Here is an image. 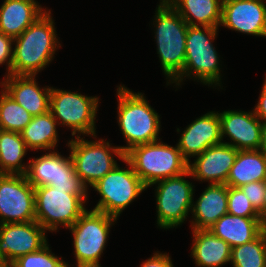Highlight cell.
Returning a JSON list of instances; mask_svg holds the SVG:
<instances>
[{
	"label": "cell",
	"mask_w": 266,
	"mask_h": 267,
	"mask_svg": "<svg viewBox=\"0 0 266 267\" xmlns=\"http://www.w3.org/2000/svg\"><path fill=\"white\" fill-rule=\"evenodd\" d=\"M51 15V11L46 10L20 36L14 38L9 75L36 76L52 62L61 44Z\"/></svg>",
	"instance_id": "cell-1"
},
{
	"label": "cell",
	"mask_w": 266,
	"mask_h": 267,
	"mask_svg": "<svg viewBox=\"0 0 266 267\" xmlns=\"http://www.w3.org/2000/svg\"><path fill=\"white\" fill-rule=\"evenodd\" d=\"M58 122L51 111L33 116L31 122L20 132L30 150L54 151L58 143Z\"/></svg>",
	"instance_id": "cell-26"
},
{
	"label": "cell",
	"mask_w": 266,
	"mask_h": 267,
	"mask_svg": "<svg viewBox=\"0 0 266 267\" xmlns=\"http://www.w3.org/2000/svg\"><path fill=\"white\" fill-rule=\"evenodd\" d=\"M83 138L84 136L72 138L67 147L70 148L76 173L89 188L88 186L92 187L118 164L114 156L120 160L124 159V152L119 146L113 147L106 140L88 141Z\"/></svg>",
	"instance_id": "cell-7"
},
{
	"label": "cell",
	"mask_w": 266,
	"mask_h": 267,
	"mask_svg": "<svg viewBox=\"0 0 266 267\" xmlns=\"http://www.w3.org/2000/svg\"><path fill=\"white\" fill-rule=\"evenodd\" d=\"M99 262L100 261L84 262V263L76 265V267H101Z\"/></svg>",
	"instance_id": "cell-38"
},
{
	"label": "cell",
	"mask_w": 266,
	"mask_h": 267,
	"mask_svg": "<svg viewBox=\"0 0 266 267\" xmlns=\"http://www.w3.org/2000/svg\"><path fill=\"white\" fill-rule=\"evenodd\" d=\"M266 180V153L258 150H239L231 167L226 185L240 187L254 181Z\"/></svg>",
	"instance_id": "cell-25"
},
{
	"label": "cell",
	"mask_w": 266,
	"mask_h": 267,
	"mask_svg": "<svg viewBox=\"0 0 266 267\" xmlns=\"http://www.w3.org/2000/svg\"><path fill=\"white\" fill-rule=\"evenodd\" d=\"M46 232L37 221L0 224V255L9 266L18 257L45 246Z\"/></svg>",
	"instance_id": "cell-14"
},
{
	"label": "cell",
	"mask_w": 266,
	"mask_h": 267,
	"mask_svg": "<svg viewBox=\"0 0 266 267\" xmlns=\"http://www.w3.org/2000/svg\"><path fill=\"white\" fill-rule=\"evenodd\" d=\"M99 99L97 96H85L51 87L50 111L58 125L72 129L73 137L88 134L96 138L95 120Z\"/></svg>",
	"instance_id": "cell-9"
},
{
	"label": "cell",
	"mask_w": 266,
	"mask_h": 267,
	"mask_svg": "<svg viewBox=\"0 0 266 267\" xmlns=\"http://www.w3.org/2000/svg\"><path fill=\"white\" fill-rule=\"evenodd\" d=\"M117 90L118 124L127 146H119L125 153L133 146L161 140L160 116L141 92L134 93L124 85Z\"/></svg>",
	"instance_id": "cell-3"
},
{
	"label": "cell",
	"mask_w": 266,
	"mask_h": 267,
	"mask_svg": "<svg viewBox=\"0 0 266 267\" xmlns=\"http://www.w3.org/2000/svg\"><path fill=\"white\" fill-rule=\"evenodd\" d=\"M25 176L33 187L49 185L67 190L69 194L88 193V188L75 171L70 154L69 157H65L54 150L39 158L30 159Z\"/></svg>",
	"instance_id": "cell-11"
},
{
	"label": "cell",
	"mask_w": 266,
	"mask_h": 267,
	"mask_svg": "<svg viewBox=\"0 0 266 267\" xmlns=\"http://www.w3.org/2000/svg\"><path fill=\"white\" fill-rule=\"evenodd\" d=\"M258 37H266L264 0H223L220 26Z\"/></svg>",
	"instance_id": "cell-15"
},
{
	"label": "cell",
	"mask_w": 266,
	"mask_h": 267,
	"mask_svg": "<svg viewBox=\"0 0 266 267\" xmlns=\"http://www.w3.org/2000/svg\"><path fill=\"white\" fill-rule=\"evenodd\" d=\"M118 219L95 210H86L69 227L73 235L76 265L99 261L109 238L111 226Z\"/></svg>",
	"instance_id": "cell-12"
},
{
	"label": "cell",
	"mask_w": 266,
	"mask_h": 267,
	"mask_svg": "<svg viewBox=\"0 0 266 267\" xmlns=\"http://www.w3.org/2000/svg\"><path fill=\"white\" fill-rule=\"evenodd\" d=\"M36 76L5 75L2 89L32 116L50 111L51 87H39Z\"/></svg>",
	"instance_id": "cell-19"
},
{
	"label": "cell",
	"mask_w": 266,
	"mask_h": 267,
	"mask_svg": "<svg viewBox=\"0 0 266 267\" xmlns=\"http://www.w3.org/2000/svg\"><path fill=\"white\" fill-rule=\"evenodd\" d=\"M263 83L258 103L254 107L253 111L261 122H266V77Z\"/></svg>",
	"instance_id": "cell-35"
},
{
	"label": "cell",
	"mask_w": 266,
	"mask_h": 267,
	"mask_svg": "<svg viewBox=\"0 0 266 267\" xmlns=\"http://www.w3.org/2000/svg\"><path fill=\"white\" fill-rule=\"evenodd\" d=\"M170 257L167 253L156 251L152 257L143 261L140 267H174Z\"/></svg>",
	"instance_id": "cell-34"
},
{
	"label": "cell",
	"mask_w": 266,
	"mask_h": 267,
	"mask_svg": "<svg viewBox=\"0 0 266 267\" xmlns=\"http://www.w3.org/2000/svg\"><path fill=\"white\" fill-rule=\"evenodd\" d=\"M167 1L189 26L219 27L221 24L223 0Z\"/></svg>",
	"instance_id": "cell-24"
},
{
	"label": "cell",
	"mask_w": 266,
	"mask_h": 267,
	"mask_svg": "<svg viewBox=\"0 0 266 267\" xmlns=\"http://www.w3.org/2000/svg\"><path fill=\"white\" fill-rule=\"evenodd\" d=\"M0 92V130L20 133L31 122L33 116L3 89Z\"/></svg>",
	"instance_id": "cell-29"
},
{
	"label": "cell",
	"mask_w": 266,
	"mask_h": 267,
	"mask_svg": "<svg viewBox=\"0 0 266 267\" xmlns=\"http://www.w3.org/2000/svg\"><path fill=\"white\" fill-rule=\"evenodd\" d=\"M29 149L18 132L0 130V174L25 175L28 163H22Z\"/></svg>",
	"instance_id": "cell-27"
},
{
	"label": "cell",
	"mask_w": 266,
	"mask_h": 267,
	"mask_svg": "<svg viewBox=\"0 0 266 267\" xmlns=\"http://www.w3.org/2000/svg\"><path fill=\"white\" fill-rule=\"evenodd\" d=\"M259 212L264 200V181H254L239 187Z\"/></svg>",
	"instance_id": "cell-32"
},
{
	"label": "cell",
	"mask_w": 266,
	"mask_h": 267,
	"mask_svg": "<svg viewBox=\"0 0 266 267\" xmlns=\"http://www.w3.org/2000/svg\"><path fill=\"white\" fill-rule=\"evenodd\" d=\"M260 149L266 153V122H262L261 126Z\"/></svg>",
	"instance_id": "cell-37"
},
{
	"label": "cell",
	"mask_w": 266,
	"mask_h": 267,
	"mask_svg": "<svg viewBox=\"0 0 266 267\" xmlns=\"http://www.w3.org/2000/svg\"><path fill=\"white\" fill-rule=\"evenodd\" d=\"M233 267H266V229L253 241L231 248Z\"/></svg>",
	"instance_id": "cell-28"
},
{
	"label": "cell",
	"mask_w": 266,
	"mask_h": 267,
	"mask_svg": "<svg viewBox=\"0 0 266 267\" xmlns=\"http://www.w3.org/2000/svg\"><path fill=\"white\" fill-rule=\"evenodd\" d=\"M46 10L36 0H4L0 6V31L14 39Z\"/></svg>",
	"instance_id": "cell-21"
},
{
	"label": "cell",
	"mask_w": 266,
	"mask_h": 267,
	"mask_svg": "<svg viewBox=\"0 0 266 267\" xmlns=\"http://www.w3.org/2000/svg\"><path fill=\"white\" fill-rule=\"evenodd\" d=\"M188 170L182 175L158 181L155 185L157 226L161 229L177 228L191 213L194 185L186 180ZM158 185V186H157Z\"/></svg>",
	"instance_id": "cell-10"
},
{
	"label": "cell",
	"mask_w": 266,
	"mask_h": 267,
	"mask_svg": "<svg viewBox=\"0 0 266 267\" xmlns=\"http://www.w3.org/2000/svg\"><path fill=\"white\" fill-rule=\"evenodd\" d=\"M122 161L128 165V168H121L117 164L92 186L101 196V199L92 210L105 213L117 219L123 210L147 189L134 172L131 164L125 158Z\"/></svg>",
	"instance_id": "cell-8"
},
{
	"label": "cell",
	"mask_w": 266,
	"mask_h": 267,
	"mask_svg": "<svg viewBox=\"0 0 266 267\" xmlns=\"http://www.w3.org/2000/svg\"><path fill=\"white\" fill-rule=\"evenodd\" d=\"M0 267H9L1 255H0Z\"/></svg>",
	"instance_id": "cell-39"
},
{
	"label": "cell",
	"mask_w": 266,
	"mask_h": 267,
	"mask_svg": "<svg viewBox=\"0 0 266 267\" xmlns=\"http://www.w3.org/2000/svg\"><path fill=\"white\" fill-rule=\"evenodd\" d=\"M47 243L40 250L18 257L9 267H70L62 257L52 253Z\"/></svg>",
	"instance_id": "cell-30"
},
{
	"label": "cell",
	"mask_w": 266,
	"mask_h": 267,
	"mask_svg": "<svg viewBox=\"0 0 266 267\" xmlns=\"http://www.w3.org/2000/svg\"><path fill=\"white\" fill-rule=\"evenodd\" d=\"M124 158L147 188L188 171L189 163L178 146L173 147L160 140L133 146L124 153Z\"/></svg>",
	"instance_id": "cell-5"
},
{
	"label": "cell",
	"mask_w": 266,
	"mask_h": 267,
	"mask_svg": "<svg viewBox=\"0 0 266 267\" xmlns=\"http://www.w3.org/2000/svg\"><path fill=\"white\" fill-rule=\"evenodd\" d=\"M259 215L262 224L266 227V180L264 181V200L262 209L259 211Z\"/></svg>",
	"instance_id": "cell-36"
},
{
	"label": "cell",
	"mask_w": 266,
	"mask_h": 267,
	"mask_svg": "<svg viewBox=\"0 0 266 267\" xmlns=\"http://www.w3.org/2000/svg\"><path fill=\"white\" fill-rule=\"evenodd\" d=\"M228 186L208 184L200 197L192 201V229H208L228 213Z\"/></svg>",
	"instance_id": "cell-20"
},
{
	"label": "cell",
	"mask_w": 266,
	"mask_h": 267,
	"mask_svg": "<svg viewBox=\"0 0 266 267\" xmlns=\"http://www.w3.org/2000/svg\"><path fill=\"white\" fill-rule=\"evenodd\" d=\"M13 38L6 36L0 31V65L7 63V74L11 72L13 59Z\"/></svg>",
	"instance_id": "cell-33"
},
{
	"label": "cell",
	"mask_w": 266,
	"mask_h": 267,
	"mask_svg": "<svg viewBox=\"0 0 266 267\" xmlns=\"http://www.w3.org/2000/svg\"><path fill=\"white\" fill-rule=\"evenodd\" d=\"M220 143L222 139L219 113L210 111L185 128L177 146L183 158L189 163V158L199 156L207 148Z\"/></svg>",
	"instance_id": "cell-18"
},
{
	"label": "cell",
	"mask_w": 266,
	"mask_h": 267,
	"mask_svg": "<svg viewBox=\"0 0 266 267\" xmlns=\"http://www.w3.org/2000/svg\"><path fill=\"white\" fill-rule=\"evenodd\" d=\"M35 221V189L25 175L0 174V224Z\"/></svg>",
	"instance_id": "cell-13"
},
{
	"label": "cell",
	"mask_w": 266,
	"mask_h": 267,
	"mask_svg": "<svg viewBox=\"0 0 266 267\" xmlns=\"http://www.w3.org/2000/svg\"><path fill=\"white\" fill-rule=\"evenodd\" d=\"M191 255L198 267H221L231 258V247L209 229H192Z\"/></svg>",
	"instance_id": "cell-23"
},
{
	"label": "cell",
	"mask_w": 266,
	"mask_h": 267,
	"mask_svg": "<svg viewBox=\"0 0 266 267\" xmlns=\"http://www.w3.org/2000/svg\"><path fill=\"white\" fill-rule=\"evenodd\" d=\"M221 139L223 143L239 150L260 149L262 122L254 111L228 110L219 112ZM229 137L231 142L223 138Z\"/></svg>",
	"instance_id": "cell-16"
},
{
	"label": "cell",
	"mask_w": 266,
	"mask_h": 267,
	"mask_svg": "<svg viewBox=\"0 0 266 267\" xmlns=\"http://www.w3.org/2000/svg\"><path fill=\"white\" fill-rule=\"evenodd\" d=\"M34 189L35 221L46 231L56 232L60 226L68 229L87 210L88 194H69L49 185Z\"/></svg>",
	"instance_id": "cell-6"
},
{
	"label": "cell",
	"mask_w": 266,
	"mask_h": 267,
	"mask_svg": "<svg viewBox=\"0 0 266 267\" xmlns=\"http://www.w3.org/2000/svg\"><path fill=\"white\" fill-rule=\"evenodd\" d=\"M228 213L240 217H260L259 212L251 204L239 187L228 186Z\"/></svg>",
	"instance_id": "cell-31"
},
{
	"label": "cell",
	"mask_w": 266,
	"mask_h": 267,
	"mask_svg": "<svg viewBox=\"0 0 266 267\" xmlns=\"http://www.w3.org/2000/svg\"><path fill=\"white\" fill-rule=\"evenodd\" d=\"M155 12L157 54L170 85L183 72L188 24L167 0H160Z\"/></svg>",
	"instance_id": "cell-2"
},
{
	"label": "cell",
	"mask_w": 266,
	"mask_h": 267,
	"mask_svg": "<svg viewBox=\"0 0 266 267\" xmlns=\"http://www.w3.org/2000/svg\"><path fill=\"white\" fill-rule=\"evenodd\" d=\"M208 229L233 248L253 241L266 227L260 217H240L227 213Z\"/></svg>",
	"instance_id": "cell-22"
},
{
	"label": "cell",
	"mask_w": 266,
	"mask_h": 267,
	"mask_svg": "<svg viewBox=\"0 0 266 267\" xmlns=\"http://www.w3.org/2000/svg\"><path fill=\"white\" fill-rule=\"evenodd\" d=\"M202 27V28H201ZM219 27L189 26L186 35V54L183 72L172 82L180 86L185 77L208 86H220L219 54L213 46Z\"/></svg>",
	"instance_id": "cell-4"
},
{
	"label": "cell",
	"mask_w": 266,
	"mask_h": 267,
	"mask_svg": "<svg viewBox=\"0 0 266 267\" xmlns=\"http://www.w3.org/2000/svg\"><path fill=\"white\" fill-rule=\"evenodd\" d=\"M238 150L226 143H220L207 148L202 154L189 162L188 170L191 178L198 181H207L209 184H226L231 167L233 166Z\"/></svg>",
	"instance_id": "cell-17"
}]
</instances>
